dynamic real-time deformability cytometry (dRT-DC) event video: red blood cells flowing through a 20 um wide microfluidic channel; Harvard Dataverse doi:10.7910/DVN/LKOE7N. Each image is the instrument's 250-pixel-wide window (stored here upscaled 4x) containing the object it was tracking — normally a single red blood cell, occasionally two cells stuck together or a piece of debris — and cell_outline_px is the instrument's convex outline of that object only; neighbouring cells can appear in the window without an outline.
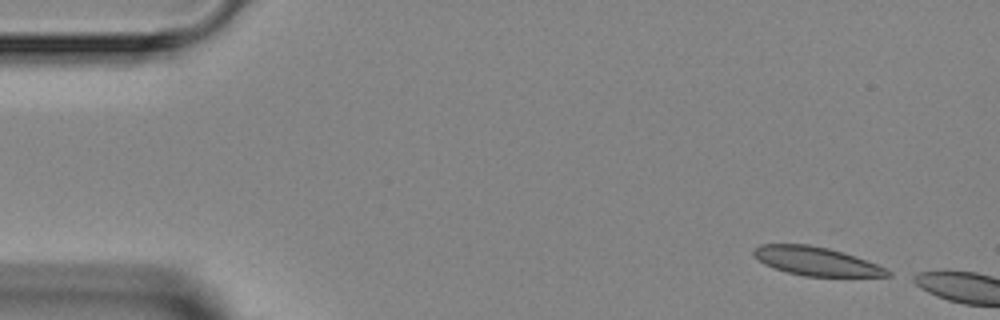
{"species": "Egyptian fruit bat (a non-hibernating species)", "species_latin": "Rousettus aegyptiacus", "temperature_condition": "room temperature", "stored_images_in_passage": 3, "camera_frame_rate_fps": 3000, "um_per_image_px": 0.085, "animal": {"sex": "female"}, "frame": {"image": 1, "passage_image": 1, "time_ms": 0.0, "image_size_px": [1000, 320], "cell_outline_px": [[892, 276], [804, 276], [788, 272], [764, 264], [752, 256], [752, 248], [760, 244], [808, 244], [828, 248], [844, 252], [888, 268], [892, 272]], "centroid_in_image_um": [69.36, 22.19], "position_along_channel_um": 15.6, "area_um2": 22.43}}